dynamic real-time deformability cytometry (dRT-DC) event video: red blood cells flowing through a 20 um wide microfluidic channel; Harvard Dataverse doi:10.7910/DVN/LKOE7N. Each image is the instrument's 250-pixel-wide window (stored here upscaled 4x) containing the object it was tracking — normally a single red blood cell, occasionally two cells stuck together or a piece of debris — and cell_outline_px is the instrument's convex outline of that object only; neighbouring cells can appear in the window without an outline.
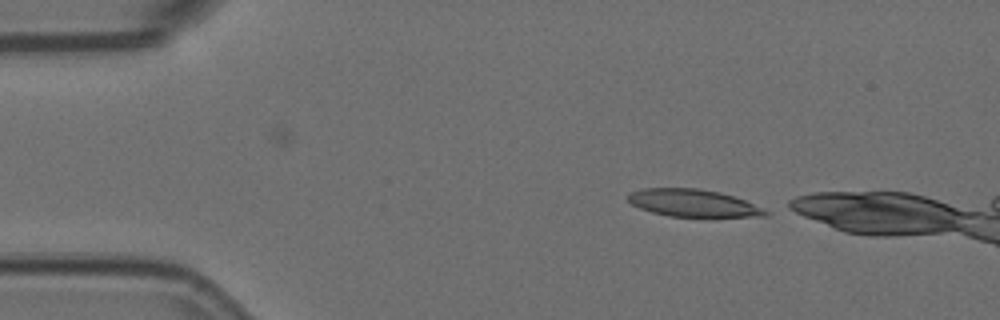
{"species": "Egyptian fruit bat (a non-hibernating species)", "species_latin": "Rousettus aegyptiacus", "temperature_condition": "room temperature", "stored_images_in_passage": 3, "camera_frame_rate_fps": 3000, "um_per_image_px": 0.085, "animal": {"sex": "female"}, "frame": {"image": 1, "passage_image": 1, "time_ms": 0.0, "image_size_px": [1000, 320], "cell_outline_px": [[772, 212], [768, 216], [708, 220], [668, 216], [652, 212], [640, 208], [632, 204], [628, 200], [628, 196], [632, 192], [644, 188], [696, 188], [720, 192], [744, 200], [764, 208]], "centroid_in_image_um": [59.06, 17.33], "position_along_channel_um": 25.9, "area_um2": 23.12}}